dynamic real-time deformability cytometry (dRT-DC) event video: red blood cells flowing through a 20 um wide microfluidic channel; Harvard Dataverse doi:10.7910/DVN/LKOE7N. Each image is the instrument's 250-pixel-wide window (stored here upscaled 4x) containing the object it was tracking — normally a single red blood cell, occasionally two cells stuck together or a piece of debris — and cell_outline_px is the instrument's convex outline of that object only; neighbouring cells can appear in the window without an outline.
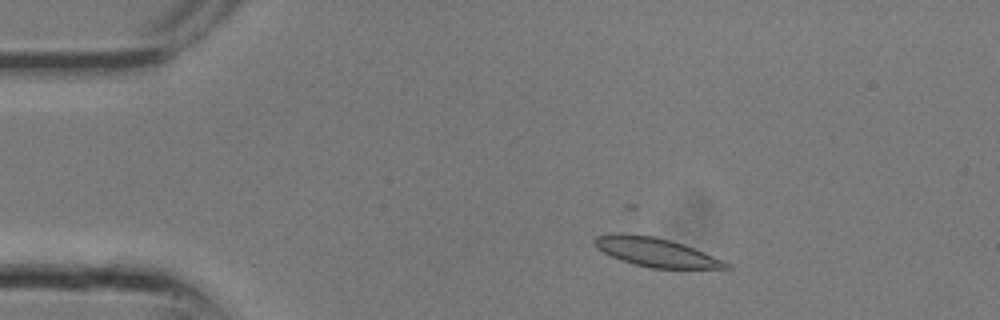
{"species": "common noctule bat (a hibernating species)", "species_latin": "Nyctalus noctula", "temperature_condition": "room temperature", "stored_images_in_passage": 7, "camera_frame_rate_fps": 3000, "um_per_image_px": 0.085, "animal": {"sex": "male", "body_mass_g": 13.3}, "frame": {"image": 1, "passage_image": 2, "time_ms": 0.333, "image_size_px": [1000, 320], "cell_outline_px": [[732, 268], [652, 268], [620, 260], [596, 248], [592, 240], [596, 236], [612, 232], [620, 232], [656, 236], [684, 244], [724, 260], [732, 264]], "centroid_in_image_um": [55.73, 21.41], "position_along_channel_um": 29.3, "area_um2": 22.31}}
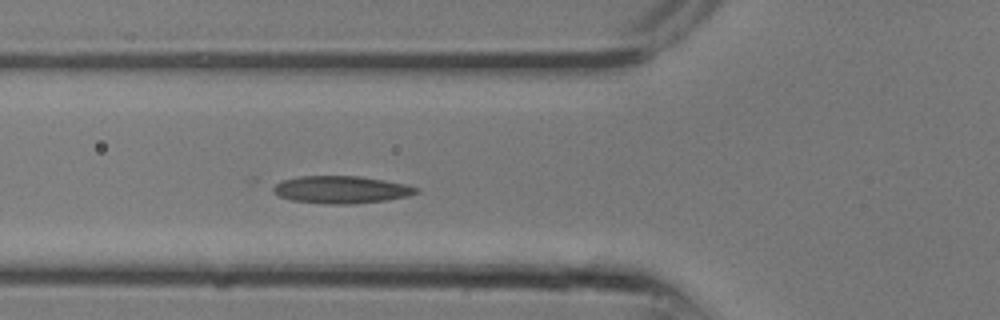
{"frame": {"image": 2, "passage_image": 7, "time_ms": 2.0, "image_size_px": [1000, 320], "cell_outline_px": [[420, 192], [408, 196], [388, 200], [352, 204], [324, 204], [292, 200], [280, 196], [272, 188], [272, 184], [280, 180], [300, 176], [360, 176], [408, 184], [420, 188]], "centroid_in_image_um": [29.03, 16.11], "position_along_channel_um": 96.8, "area_um2": 23.12}}